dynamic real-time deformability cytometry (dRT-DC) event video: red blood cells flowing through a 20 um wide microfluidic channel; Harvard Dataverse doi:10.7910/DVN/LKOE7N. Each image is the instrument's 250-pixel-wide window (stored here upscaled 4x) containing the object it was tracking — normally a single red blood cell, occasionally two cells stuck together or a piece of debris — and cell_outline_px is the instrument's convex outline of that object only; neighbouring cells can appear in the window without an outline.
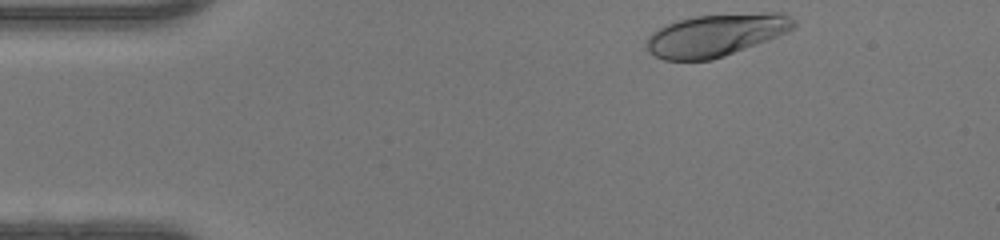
{"species": "human", "species_latin": "Homo sapiens", "temperature_condition": "warm", "stored_images_in_passage": 34, "camera_frame_rate_fps": 3000, "um_per_image_px": 0.085, "donor": {"sex": "female"}, "frame": {"image": 1, "passage_image": 1, "time_ms": 0.0, "image_size_px": [1000, 240], "cell_outline_px": [[796, 24], [792, 28], [768, 40], [724, 56], [712, 60], [664, 60], [648, 52], [644, 44], [648, 36], [660, 28], [668, 24], [680, 20], [696, 16], [764, 12], [780, 12], [792, 16], [796, 20]], "centroid_in_image_um": [60.85, 2.98], "position_along_channel_um": 24.1, "area_um2": 36.18}}
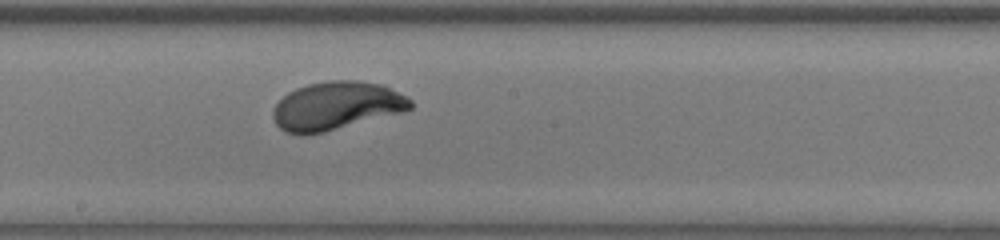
{"frame": {"image": 2, "passage_image": 20, "time_ms": 6.333, "image_size_px": [1000, 240], "cell_outline_px": [[412, 108], [404, 112], [324, 132], [304, 136], [284, 132], [276, 124], [272, 116], [272, 112], [276, 104], [288, 92], [296, 88], [308, 84], [328, 80], [356, 80], [384, 84], [408, 96], [412, 100]], "centroid_in_image_um": [28.61, 9.0], "position_along_channel_um": 219.6, "area_um2": 39.13}}
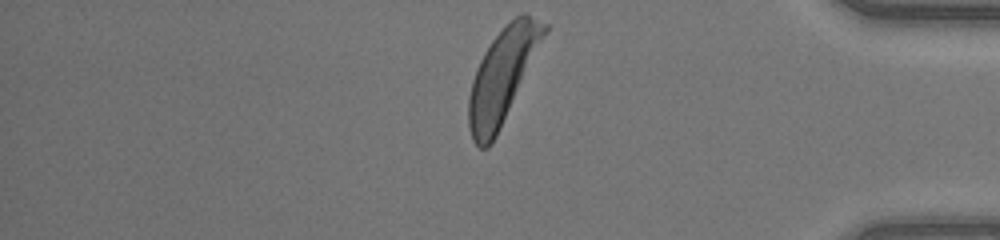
{"frame": {"image": 3, "passage_image": 34, "time_ms": 11.0, "image_size_px": [1000, 240], "cell_outline_px": [[548, 28], [496, 136], [492, 144], [488, 148], [480, 148], [472, 140], [468, 128], [468, 96], [472, 80], [476, 68], [484, 52], [492, 40], [520, 12], [524, 12], [548, 24]], "centroid_in_image_um": [42.66, 6.47], "position_along_channel_um": 392.5, "area_um2": 40.29}, "authors_computed_cell_mechanics": {"area_um2": 38.3503, "velocity_mm_per_s": 4.3188, "shape_relaxation_time_tau1_ms": 2.4876, "shape_relaxation_time_tau2_ms": null, "deformation_change_tau1": 0.1961, "deformation_change_tau2": null}}